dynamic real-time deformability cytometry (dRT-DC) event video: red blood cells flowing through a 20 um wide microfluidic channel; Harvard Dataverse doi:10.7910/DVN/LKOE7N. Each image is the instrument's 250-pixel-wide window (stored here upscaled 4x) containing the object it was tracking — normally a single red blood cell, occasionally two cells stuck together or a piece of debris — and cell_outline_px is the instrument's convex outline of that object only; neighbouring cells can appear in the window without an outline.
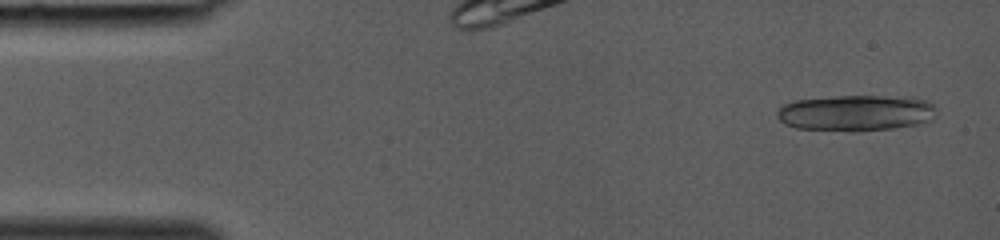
{"species": "common noctule bat (a hibernating species)", "species_latin": "Nyctalus noctula", "temperature_condition": "room temperature", "stored_images_in_passage": 37, "camera_frame_rate_fps": 3000, "um_per_image_px": 0.085, "animal": {"sex": "female", "body_mass_g": 19.0, "forearm_length_mm": 53.3}, "frame": {"image": 1, "passage_image": 2, "time_ms": 0.333, "image_size_px": [1000, 240], "cell_outline_px": [[936, 116], [932, 120], [916, 124], [892, 128], [852, 132], [796, 128], [784, 124], [776, 116], [776, 112], [784, 104], [796, 100], [836, 96], [884, 96], [928, 100], [936, 108]], "centroid_in_image_um": [72.73, 9.61], "position_along_channel_um": 12.3, "area_um2": 33.52}}
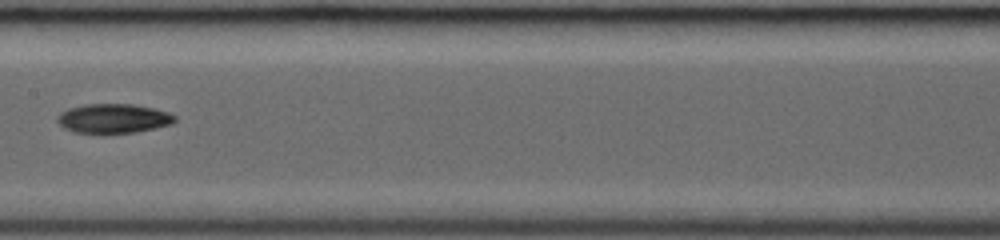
{"frame": {"image": 2, "passage_image": 20, "time_ms": 6.333, "image_size_px": [1000, 240], "cell_outline_px": [[176, 120], [172, 124], [156, 128], [136, 132], [104, 136], [100, 136], [76, 132], [64, 128], [56, 120], [56, 116], [60, 112], [68, 108], [84, 104], [132, 104], [152, 108], [168, 112], [176, 116]], "centroid_in_image_um": [9.6, 10.11], "position_along_channel_um": 197.8, "area_um2": 20.87}}
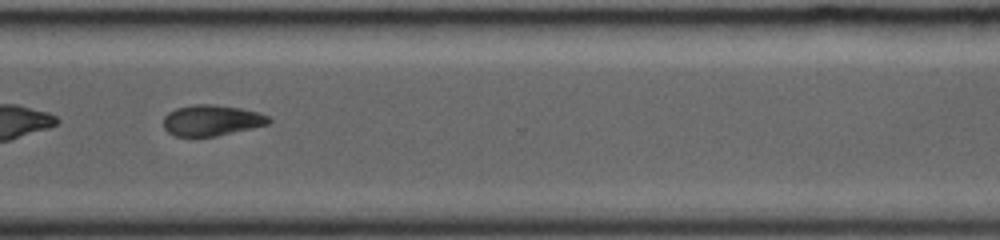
{"frame": {"image": 3, "passage_image": 29, "time_ms": 9.333, "image_size_px": [1000, 240], "cell_outline_px": [[272, 120], [268, 124], [252, 128], [216, 136], [176, 136], [168, 132], [164, 128], [164, 116], [168, 112], [176, 108], [192, 104], [216, 104], [240, 108], [260, 112], [268, 116]], "centroid_in_image_um": [17.99, 10.21], "position_along_channel_um": 352.6, "area_um2": 19.02}}